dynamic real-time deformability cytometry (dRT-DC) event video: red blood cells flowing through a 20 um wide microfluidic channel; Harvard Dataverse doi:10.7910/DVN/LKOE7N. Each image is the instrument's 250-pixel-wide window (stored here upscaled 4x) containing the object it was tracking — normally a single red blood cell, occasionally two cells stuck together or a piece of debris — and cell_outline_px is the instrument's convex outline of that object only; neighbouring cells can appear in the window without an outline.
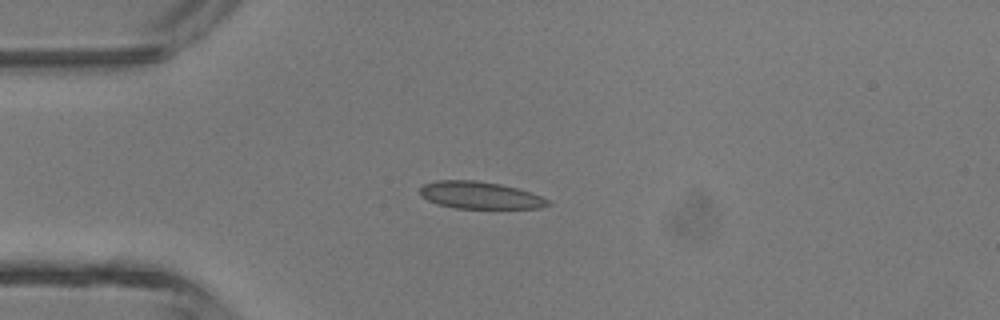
{"species": "common noctule bat (a hibernating species)", "species_latin": "Nyctalus noctula", "temperature_condition": "room temperature", "stored_images_in_passage": 2, "camera_frame_rate_fps": 3000, "um_per_image_px": 0.085, "animal": {"sex": "male", "body_mass_g": 13.3}, "frame": {"image": 1, "passage_image": 2, "time_ms": 1.0, "image_size_px": [1000, 320], "cell_outline_px": [[552, 204], [540, 208], [456, 208], [436, 204], [428, 200], [420, 192], [420, 188], [424, 184], [436, 180], [476, 180], [500, 184], [516, 188], [540, 196], [548, 200]], "centroid_in_image_um": [40.78, 16.59], "position_along_channel_um": 44.2, "area_um2": 20.06}}